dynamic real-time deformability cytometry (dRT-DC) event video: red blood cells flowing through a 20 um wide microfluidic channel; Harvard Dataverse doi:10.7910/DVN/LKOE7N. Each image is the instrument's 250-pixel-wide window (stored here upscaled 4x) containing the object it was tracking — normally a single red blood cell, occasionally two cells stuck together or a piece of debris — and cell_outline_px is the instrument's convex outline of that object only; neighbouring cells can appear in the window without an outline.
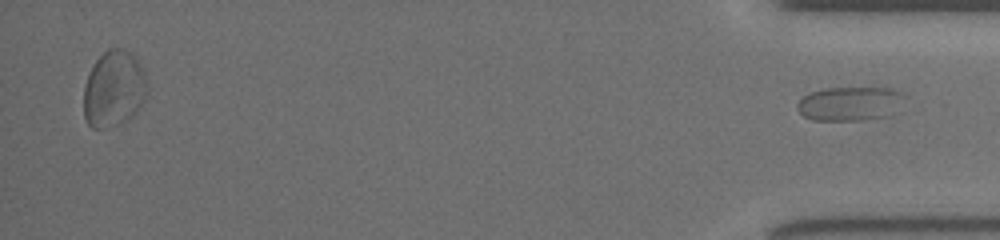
{"species": "common noctule bat (a hibernating species)", "species_latin": "Nyctalus noctula", "temperature_condition": "room temperature", "stored_images_in_passage": 47, "segment_of_instrument_passage": [2, 2], "camera_frame_rate_fps": 3000, "um_per_image_px": 0.085, "animal": {"sex": "female", "body_mass_g": 19.5, "forearm_length_mm": 54.1}, "frame": {"image": 1, "passage_image": 47, "time_ms": 15.333, "image_size_px": [1000, 240], "cell_outline_px": [[904, 96], [892, 116], [860, 120], [812, 120], [804, 116], [796, 108], [796, 104], [804, 96], [812, 92], [824, 88], [888, 88], [900, 92]], "centroid_in_image_um": [72.22, 8.82], "position_along_channel_um": 363.0, "area_um2": 21.15}}